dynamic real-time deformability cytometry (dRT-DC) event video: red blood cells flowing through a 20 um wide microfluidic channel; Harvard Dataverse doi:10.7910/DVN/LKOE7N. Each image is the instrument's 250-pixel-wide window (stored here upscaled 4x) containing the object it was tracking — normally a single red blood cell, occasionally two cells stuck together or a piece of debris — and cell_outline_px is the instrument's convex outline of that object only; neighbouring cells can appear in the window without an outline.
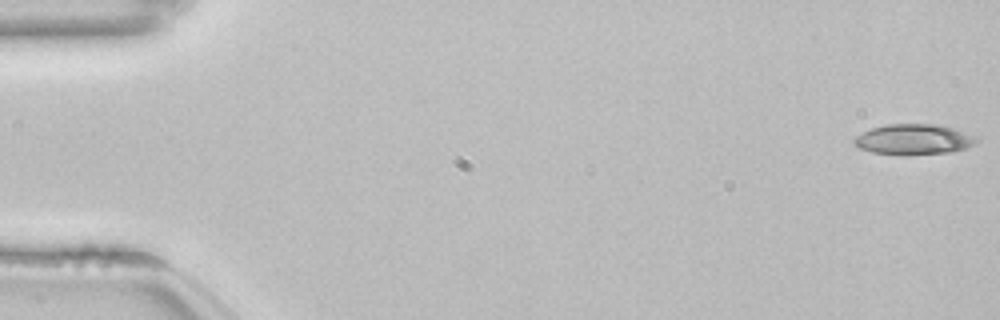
{"species": "common noctule bat (a hibernating species)", "species_latin": "Nyctalus noctula", "temperature_condition": "room temperature", "stored_images_in_passage": 54, "camera_frame_rate_fps": 3000, "um_per_image_px": 0.085, "animal": {"sex": "female", "body_mass_g": 22.7, "forearm_length_mm": 54.2}, "frame": {"image": 1, "passage_image": 1, "time_ms": 0.0, "image_size_px": [1000, 320], "cell_outline_px": [[980, 140], [976, 144], [964, 148], [948, 152], [908, 156], [872, 152], [860, 148], [852, 144], [852, 140], [856, 136], [872, 128], [888, 124], [936, 124], [952, 128]], "centroid_in_image_um": [77.61, 11.86], "position_along_channel_um": 7.4, "area_um2": 21.62}}
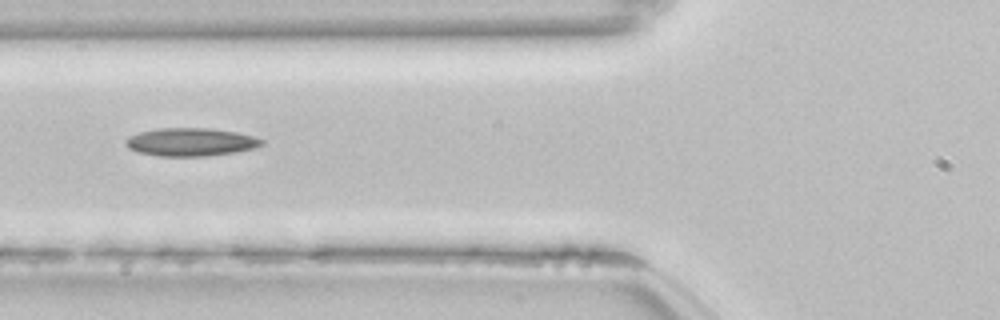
{"frame": {"image": 2, "passage_image": 21, "time_ms": 6.667, "image_size_px": [1000, 320], "cell_outline_px": [[264, 144], [256, 148], [236, 152], [204, 156], [156, 156], [136, 152], [128, 148], [124, 144], [124, 140], [128, 136], [140, 132], [160, 128], [208, 128], [236, 132], [252, 136], [264, 140]], "centroid_in_image_um": [16.18, 12.08], "position_along_channel_um": 109.6, "area_um2": 22.43}}
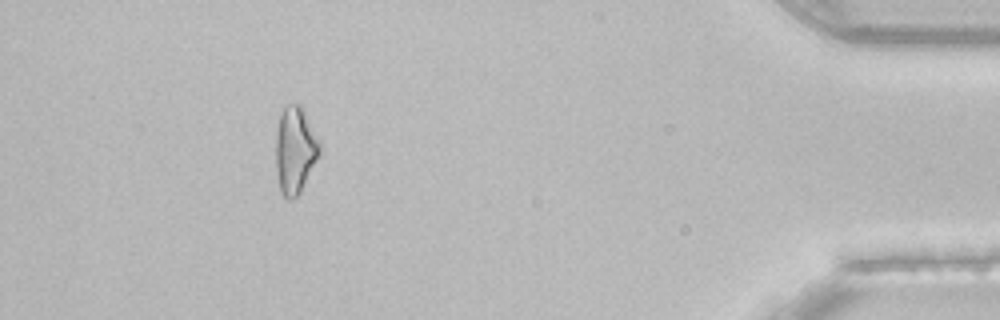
{"frame": {"image": 3, "passage_image": 49, "time_ms": 16.0, "image_size_px": [1000, 320], "cell_outline_px": [[320, 152], [300, 192], [292, 200], [288, 200], [280, 192], [276, 172], [276, 132], [280, 116], [284, 108], [288, 104], [300, 104], [304, 108], [320, 144]], "centroid_in_image_um": [25.06, 12.75], "position_along_channel_um": 410.1, "area_um2": 22.02}, "authors_computed_cell_mechanics": {"area_um2": 21.5594, "velocity_mm_per_s": 3.859, "shape_relaxation_time_tau1_ms": null, "shape_relaxation_time_tau2_ms": 5.2605, "deformation_change_tau1": null, "deformation_change_tau2": 0.1541}}